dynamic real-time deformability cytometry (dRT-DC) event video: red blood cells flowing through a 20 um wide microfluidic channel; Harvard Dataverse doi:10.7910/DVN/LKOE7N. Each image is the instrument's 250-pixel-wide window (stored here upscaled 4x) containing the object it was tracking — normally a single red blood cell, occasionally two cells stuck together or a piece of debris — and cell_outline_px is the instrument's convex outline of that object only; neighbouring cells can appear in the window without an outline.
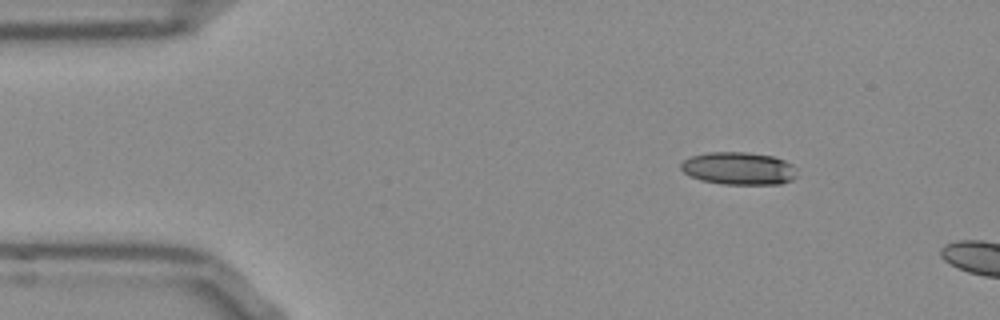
{"species": "Egyptian fruit bat (a non-hibernating species)", "species_latin": "Rousettus aegyptiacus", "temperature_condition": "room temperature", "stored_images_in_passage": 5, "camera_frame_rate_fps": 3000, "um_per_image_px": 0.085, "frame": {"image": 1, "passage_image": 1, "time_ms": 0.0, "image_size_px": [1000, 320], "cell_outline_px": [[796, 176], [792, 180], [780, 184], [724, 184], [700, 180], [688, 176], [680, 168], [680, 164], [684, 160], [692, 156], [708, 152], [748, 152], [772, 156], [784, 160], [792, 164], [796, 168]], "centroid_in_image_um": [62.78, 14.32], "position_along_channel_um": 22.2, "area_um2": 22.2}}